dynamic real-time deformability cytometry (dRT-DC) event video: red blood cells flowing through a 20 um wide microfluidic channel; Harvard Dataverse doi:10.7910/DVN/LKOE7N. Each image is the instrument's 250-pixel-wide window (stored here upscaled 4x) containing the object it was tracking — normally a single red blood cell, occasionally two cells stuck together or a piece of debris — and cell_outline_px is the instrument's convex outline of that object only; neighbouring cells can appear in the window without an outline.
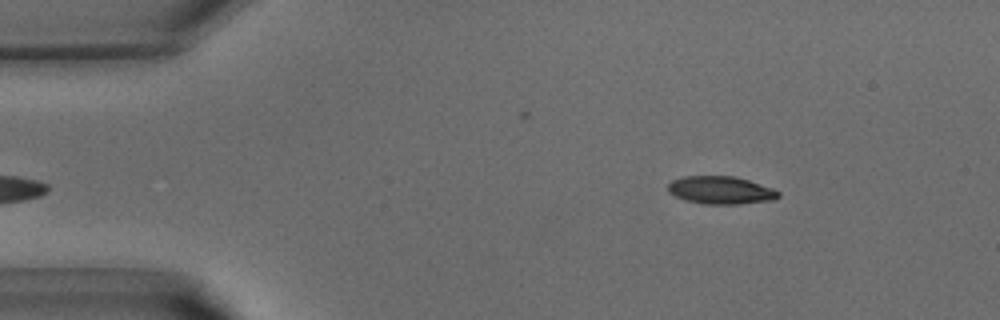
{"species": "common noctule bat (a hibernating species)", "species_latin": "Nyctalus noctula", "temperature_condition": "warm", "stored_images_in_passage": 35, "camera_frame_rate_fps": 3000, "um_per_image_px": 0.085, "animal": {"sex": "male", "body_mass_g": 15.6}, "frame": {"image": 1, "passage_image": 1, "time_ms": 0.0, "image_size_px": [1000, 320], "cell_outline_px": [[780, 196], [772, 200], [740, 204], [704, 204], [684, 200], [668, 192], [668, 184], [672, 180], [684, 176], [732, 176], [748, 180], [772, 188], [780, 192]], "centroid_in_image_um": [61.25, 16.17], "position_along_channel_um": 23.8, "area_um2": 17.86}}
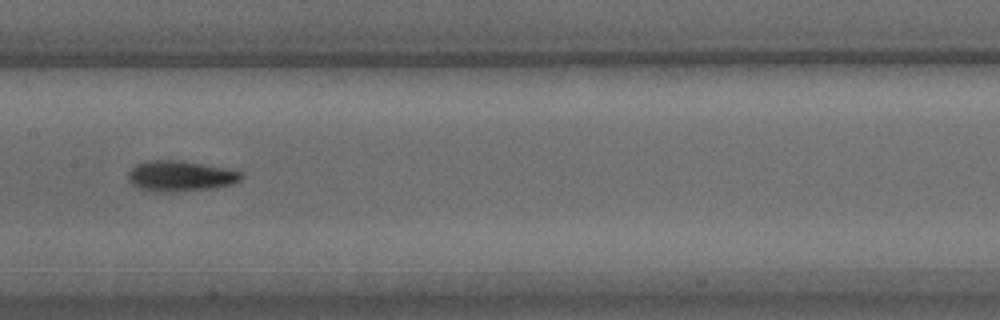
{"frame": {"image": 2, "passage_image": 15, "time_ms": 4.667, "image_size_px": [1000, 320], "cell_outline_px": [[244, 176], [240, 180], [232, 184], [212, 188], [168, 192], [140, 188], [132, 184], [128, 180], [128, 172], [136, 164], [148, 160], [184, 160], [228, 168], [244, 172]], "centroid_in_image_um": [15.38, 14.93], "position_along_channel_um": 192.0, "area_um2": 20.23}}
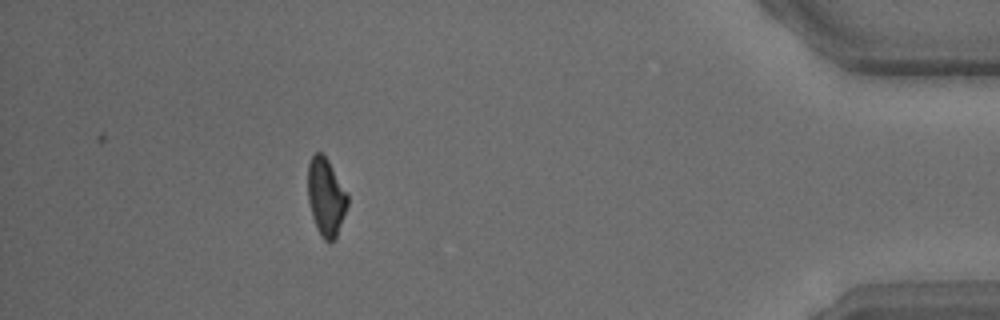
{"frame": {"image": 3, "passage_image": 31, "time_ms": 10.0, "image_size_px": [1000, 320], "cell_outline_px": [[348, 204], [336, 236], [332, 240], [324, 240], [316, 228], [312, 216], [308, 200], [308, 164], [312, 156], [316, 152], [320, 152], [328, 160], [348, 196]], "centroid_in_image_um": [27.68, 16.73], "position_along_channel_um": 407.5, "area_um2": 17.57}}